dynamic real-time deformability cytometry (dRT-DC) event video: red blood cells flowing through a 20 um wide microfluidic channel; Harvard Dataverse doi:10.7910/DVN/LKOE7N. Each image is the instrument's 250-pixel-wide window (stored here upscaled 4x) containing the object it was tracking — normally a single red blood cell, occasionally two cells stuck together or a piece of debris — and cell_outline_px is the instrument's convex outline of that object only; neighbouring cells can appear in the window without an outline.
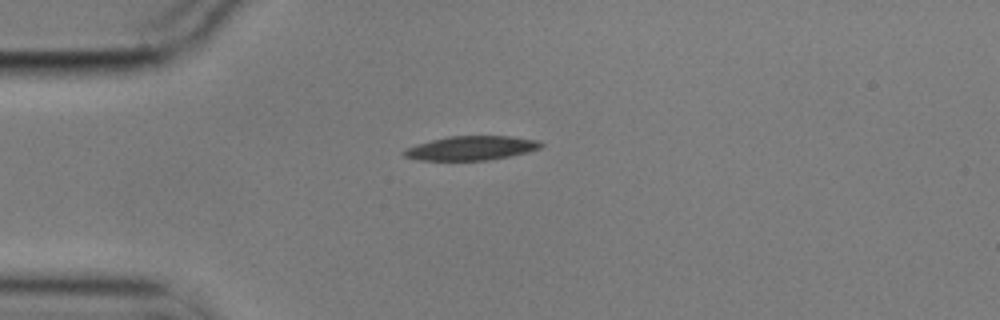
{"species": "common noctule bat (a hibernating species)", "species_latin": "Nyctalus noctula", "temperature_condition": "cold", "stored_images_in_passage": 4, "camera_frame_rate_fps": 3000, "um_per_image_px": 0.085, "animal": {"sex": "male", "body_mass_g": 17.9}, "frame": {"image": 1, "passage_image": 1, "time_ms": 0.0, "image_size_px": [1000, 320], "cell_outline_px": [[544, 144], [540, 148], [528, 152], [488, 160], [420, 160], [404, 156], [400, 152], [404, 148], [416, 144], [448, 136], [508, 136], [540, 140]], "centroid_in_image_um": [40.03, 12.58], "position_along_channel_um": 45.0, "area_um2": 19.31}}
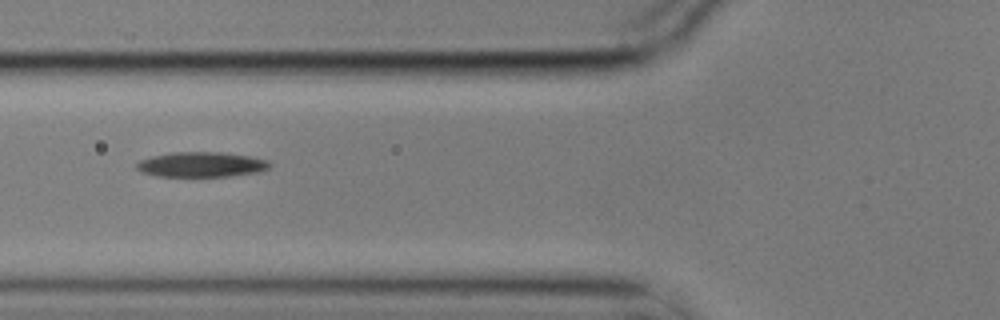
{"frame": {"image": 2, "passage_image": 3, "time_ms": 0.667, "image_size_px": [1000, 320], "cell_outline_px": [[272, 164], [268, 168], [260, 172], [228, 176], [156, 176], [140, 172], [136, 168], [136, 164], [140, 160], [152, 156], [172, 152], [220, 152], [248, 156], [268, 160]], "centroid_in_image_um": [17.1, 13.98], "position_along_channel_um": 108.7, "area_um2": 19.42}}
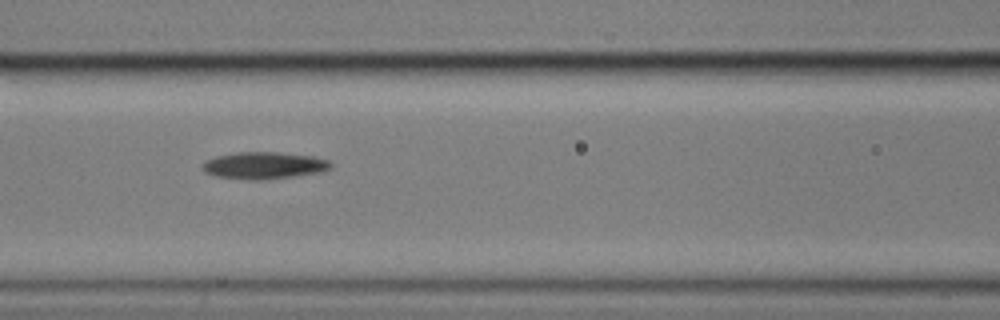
{"frame": {"image": 3, "passage_image": 4, "time_ms": 1.0, "image_size_px": [1000, 320], "cell_outline_px": [[332, 168], [324, 172], [264, 180], [252, 180], [216, 176], [204, 172], [204, 160], [216, 156], [236, 152], [276, 152], [312, 156], [328, 160], [332, 164]], "centroid_in_image_um": [22.47, 14.06], "position_along_channel_um": 144.1, "area_um2": 20.23}}